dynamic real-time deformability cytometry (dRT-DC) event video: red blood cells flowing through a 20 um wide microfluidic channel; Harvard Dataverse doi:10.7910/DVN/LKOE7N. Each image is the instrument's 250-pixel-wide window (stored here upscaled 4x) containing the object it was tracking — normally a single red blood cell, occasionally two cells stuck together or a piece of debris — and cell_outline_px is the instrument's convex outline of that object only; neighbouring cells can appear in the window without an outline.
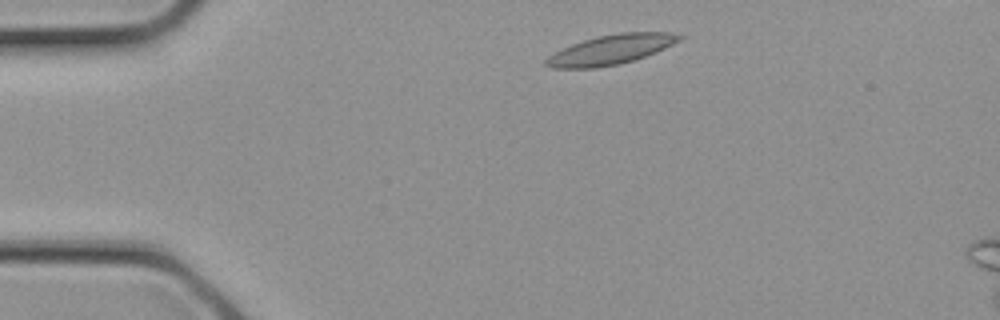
{"species": "common noctule bat (a hibernating species)", "species_latin": "Nyctalus noctula", "temperature_condition": "cold", "stored_images_in_passage": 17, "camera_frame_rate_fps": 3000, "um_per_image_px": 0.085, "animal": {"sex": "female", "body_mass_g": 21.9}, "frame": {"image": 1, "passage_image": 2, "time_ms": 0.333, "image_size_px": [1000, 320], "cell_outline_px": [[688, 36], [656, 52], [620, 64], [596, 68], [552, 68], [544, 64], [544, 60], [548, 56], [572, 44], [596, 36], [620, 32], [672, 32]], "centroid_in_image_um": [51.95, 4.21], "position_along_channel_um": 33.0, "area_um2": 23.0}}
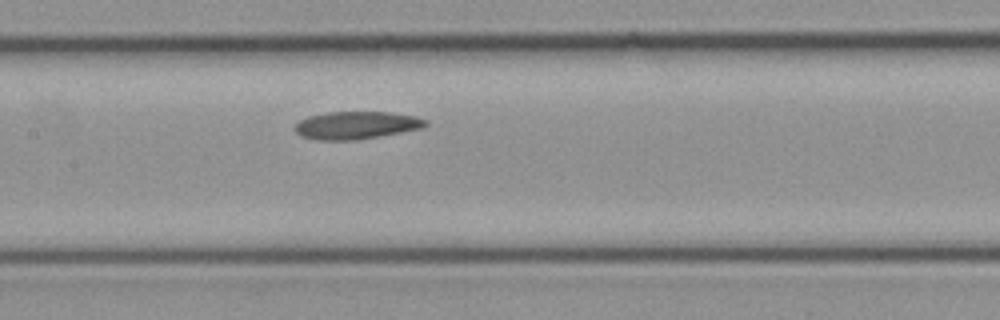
{"frame": {"image": 2, "passage_image": 10, "time_ms": 3.0, "image_size_px": [1000, 320], "cell_outline_px": [[428, 124], [424, 128], [380, 136], [356, 140], [320, 140], [300, 136], [292, 128], [300, 120], [308, 116], [328, 112], [388, 112], [416, 116], [428, 120]], "centroid_in_image_um": [30.3, 10.64], "position_along_channel_um": 177.1, "area_um2": 21.21}}
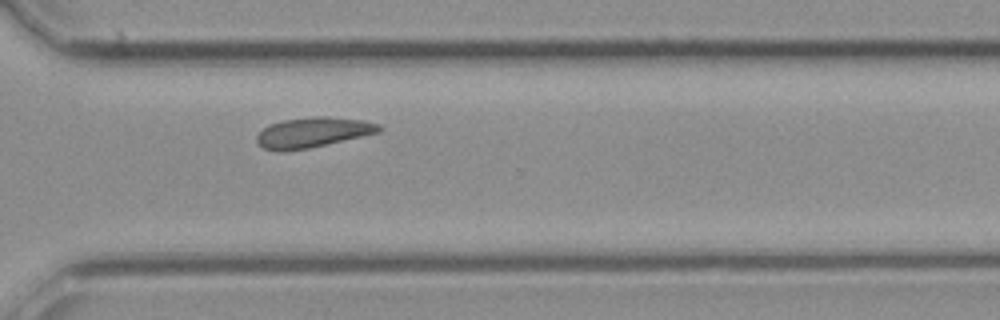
{"frame": {"image": 3, "passage_image": 17, "time_ms": 5.333, "image_size_px": [1000, 320], "cell_outline_px": [[384, 128], [380, 132], [308, 148], [264, 148], [256, 144], [256, 136], [268, 124], [284, 120], [316, 116], [364, 120], [380, 124]], "centroid_in_image_um": [26.65, 11.21], "position_along_channel_um": 344.0, "area_um2": 20.75}}